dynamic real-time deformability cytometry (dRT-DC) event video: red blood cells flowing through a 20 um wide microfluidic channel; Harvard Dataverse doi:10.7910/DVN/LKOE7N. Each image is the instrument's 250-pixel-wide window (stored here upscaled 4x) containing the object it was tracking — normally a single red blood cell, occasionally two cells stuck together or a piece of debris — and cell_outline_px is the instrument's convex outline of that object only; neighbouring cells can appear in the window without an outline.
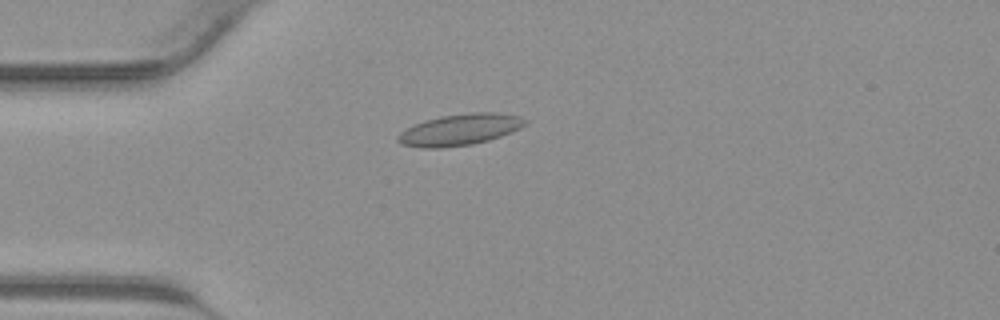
{"species": "common noctule bat (a hibernating species)", "species_latin": "Nyctalus noctula", "temperature_condition": "warm", "stored_images_in_passage": 43, "camera_frame_rate_fps": 3000, "um_per_image_px": 0.085, "animal": {"sex": "male", "body_mass_g": 23.1, "forearm_length_mm": 52.7}, "frame": {"image": 1, "passage_image": 12, "time_ms": 3.667, "image_size_px": [1000, 320], "cell_outline_px": [[528, 124], [512, 132], [488, 140], [472, 144], [440, 148], [420, 148], [400, 144], [396, 140], [396, 136], [400, 132], [424, 120], [440, 116], [468, 112], [496, 112], [520, 116], [528, 120]], "centroid_in_image_um": [39.09, 11.01], "position_along_channel_um": 45.9, "area_um2": 23.47}}
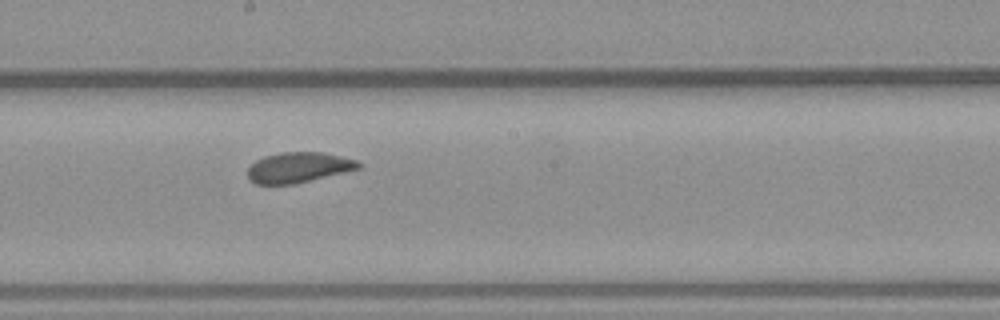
{"frame": {"image": 2, "passage_image": 24, "time_ms": 7.667, "image_size_px": [1000, 320], "cell_outline_px": [[364, 164], [360, 168], [292, 184], [256, 184], [248, 176], [248, 168], [256, 160], [264, 156], [280, 152], [324, 152], [356, 160]], "centroid_in_image_um": [25.37, 14.21], "position_along_channel_um": 222.8, "area_um2": 19.36}}
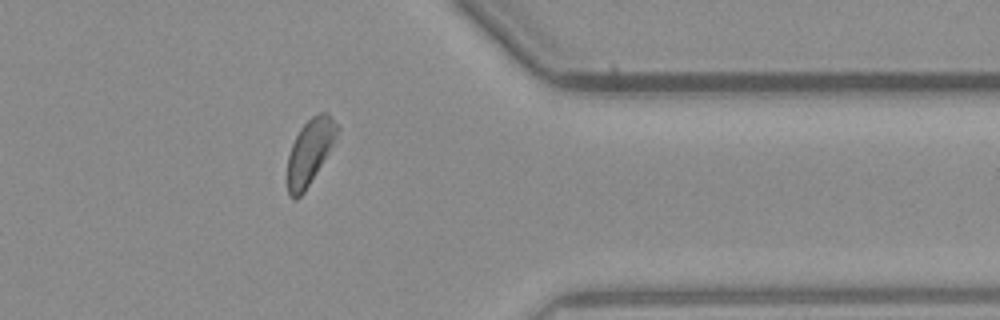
{"frame": {"image": 3, "passage_image": 35, "time_ms": 11.333, "image_size_px": [1000, 320], "cell_outline_px": [[340, 128], [328, 152], [304, 192], [296, 200], [292, 200], [288, 196], [288, 156], [292, 144], [300, 128], [312, 116], [320, 112], [328, 112]], "centroid_in_image_um": [26.32, 12.89], "position_along_channel_um": 385.1, "area_um2": 18.55}}